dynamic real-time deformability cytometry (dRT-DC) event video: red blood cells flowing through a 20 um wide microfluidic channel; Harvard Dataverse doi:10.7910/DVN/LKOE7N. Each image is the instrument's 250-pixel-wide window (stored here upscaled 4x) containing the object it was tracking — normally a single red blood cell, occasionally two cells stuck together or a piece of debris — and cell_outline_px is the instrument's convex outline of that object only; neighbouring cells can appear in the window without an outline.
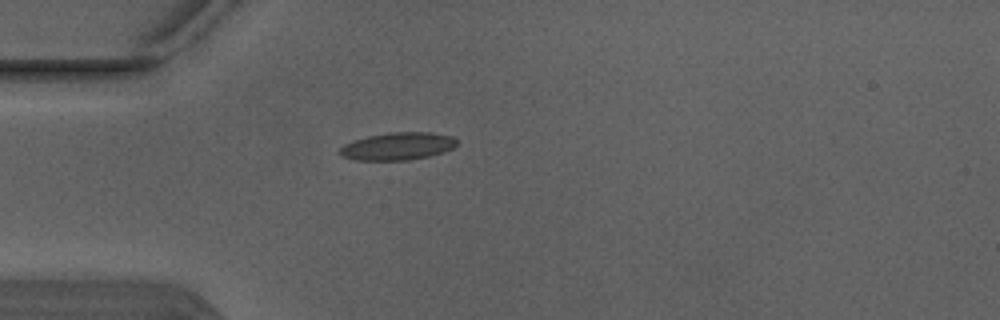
{"species": "Egyptian fruit bat (a non-hibernating species)", "species_latin": "Rousettus aegyptiacus", "temperature_condition": "warm", "stored_images_in_passage": 5, "camera_frame_rate_fps": 3000, "um_per_image_px": 0.085, "animal": {"sex": "male"}, "frame": {"image": 1, "passage_image": 5, "time_ms": 1.333, "image_size_px": [1000, 320], "cell_outline_px": [[456, 144], [452, 148], [444, 152], [428, 156], [408, 160], [356, 160], [340, 156], [340, 148], [344, 144], [352, 140], [368, 136], [392, 132], [432, 132], [452, 136], [456, 140]], "centroid_in_image_um": [33.78, 12.43], "position_along_channel_um": 51.2, "area_um2": 18.79}}